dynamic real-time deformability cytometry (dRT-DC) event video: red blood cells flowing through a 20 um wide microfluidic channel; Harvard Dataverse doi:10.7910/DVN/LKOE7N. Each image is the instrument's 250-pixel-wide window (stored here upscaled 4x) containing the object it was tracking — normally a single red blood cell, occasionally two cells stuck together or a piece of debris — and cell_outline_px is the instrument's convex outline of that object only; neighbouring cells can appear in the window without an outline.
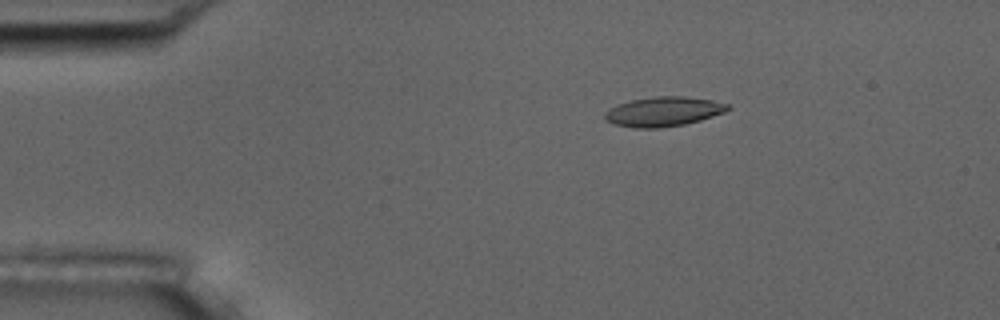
{"species": "common noctule bat (a hibernating species)", "species_latin": "Nyctalus noctula", "temperature_condition": "room temperature", "stored_images_in_passage": 5, "camera_frame_rate_fps": 3000, "um_per_image_px": 0.085, "animal": {"sex": "male", "body_mass_g": 17.5, "forearm_length_mm": 52.3}, "frame": {"image": 1, "passage_image": 3, "time_ms": 2.333, "image_size_px": [1000, 320], "cell_outline_px": [[732, 108], [724, 112], [700, 120], [684, 124], [660, 128], [632, 128], [616, 124], [604, 120], [604, 112], [620, 104], [632, 100], [656, 96], [684, 96], [712, 100], [728, 104]], "centroid_in_image_um": [56.4, 9.49], "position_along_channel_um": 28.6, "area_um2": 21.04}}
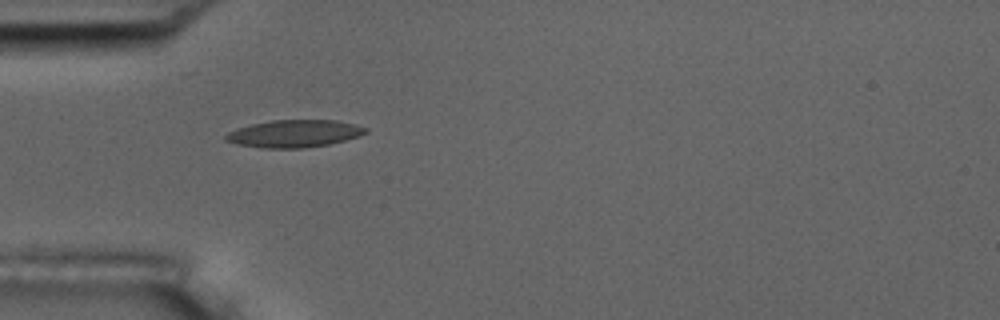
{"frame": {"image": 2, "passage_image": 5, "time_ms": 4.667, "image_size_px": [1000, 320], "cell_outline_px": [[368, 132], [360, 136], [328, 144], [304, 148], [264, 148], [236, 144], [224, 140], [224, 136], [228, 132], [236, 128], [252, 124], [272, 120], [336, 120], [368, 128]], "centroid_in_image_um": [24.99, 11.36], "position_along_channel_um": 60.0, "area_um2": 22.31}}